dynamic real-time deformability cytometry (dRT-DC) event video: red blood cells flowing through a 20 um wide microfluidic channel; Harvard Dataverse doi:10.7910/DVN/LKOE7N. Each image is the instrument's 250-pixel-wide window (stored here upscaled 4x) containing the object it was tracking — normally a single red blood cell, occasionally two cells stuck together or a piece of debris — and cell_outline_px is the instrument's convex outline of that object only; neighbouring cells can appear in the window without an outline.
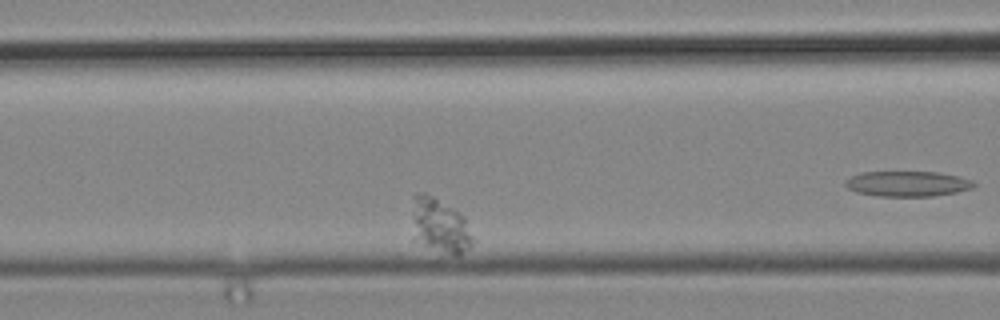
{"species": "common noctule bat (a hibernating species)", "species_latin": "Nyctalus noctula", "temperature_condition": "cold", "stored_images_in_passage": 44, "camera_frame_rate_fps": 3000, "um_per_image_px": 0.085, "animal": {"sex": "male", "body_mass_g": 19.2, "forearm_length_mm": 51.8}, "frame": {"image": 1, "passage_image": 11, "time_ms": 3.333, "image_size_px": [1000, 320], "cell_outline_px": [[472, 244], [460, 256], [456, 256], [428, 244], [420, 240], [416, 224], [412, 196], [416, 192], [424, 192], [432, 196], [464, 216], [472, 236]], "centroid_in_image_um": [37.48, 19.12], "position_along_channel_um": 129.1, "area_um2": 17.8}}
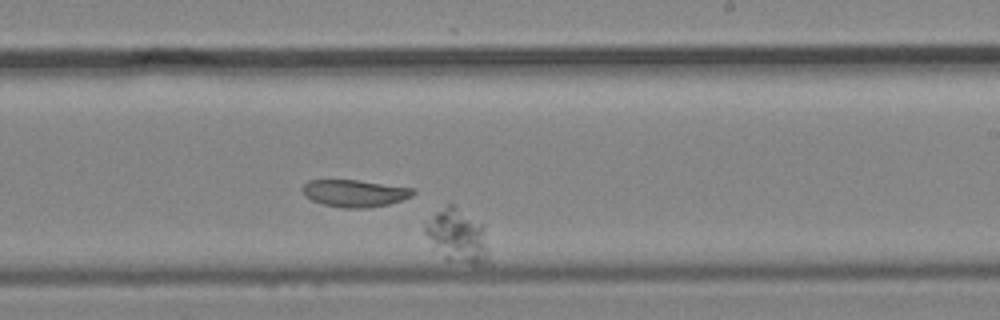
{"frame": {"image": 2, "passage_image": 24, "time_ms": 7.667, "image_size_px": [1000, 320], "cell_outline_px": [[488, 248], [484, 264], [472, 264], [448, 260], [444, 256], [424, 232], [424, 220], [448, 204], [452, 204], [484, 224]], "centroid_in_image_um": [38.89, 20.0], "position_along_channel_um": 250.1, "area_um2": 19.48}}
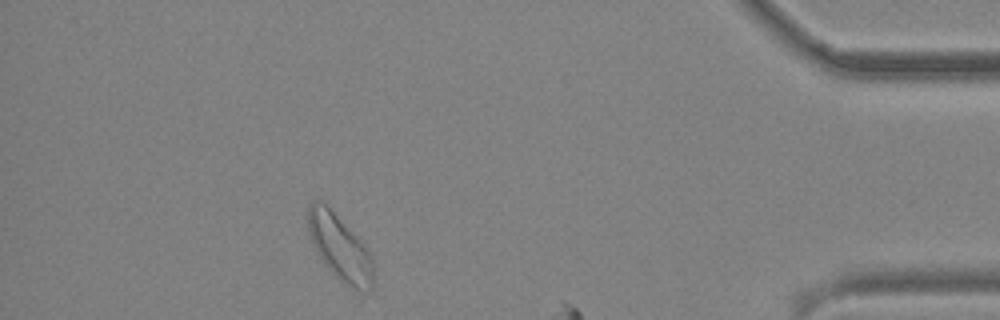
{"frame": {"image": 3, "passage_image": 39, "time_ms": 12.667, "image_size_px": [1000, 320], "cell_outline_px": [[372, 292], [360, 292], [344, 284], [324, 264], [316, 252], [308, 228], [308, 204], [312, 200], [324, 200], [364, 244], [372, 260]], "centroid_in_image_um": [28.87, 21.02], "position_along_channel_um": 406.3, "area_um2": 25.09}}